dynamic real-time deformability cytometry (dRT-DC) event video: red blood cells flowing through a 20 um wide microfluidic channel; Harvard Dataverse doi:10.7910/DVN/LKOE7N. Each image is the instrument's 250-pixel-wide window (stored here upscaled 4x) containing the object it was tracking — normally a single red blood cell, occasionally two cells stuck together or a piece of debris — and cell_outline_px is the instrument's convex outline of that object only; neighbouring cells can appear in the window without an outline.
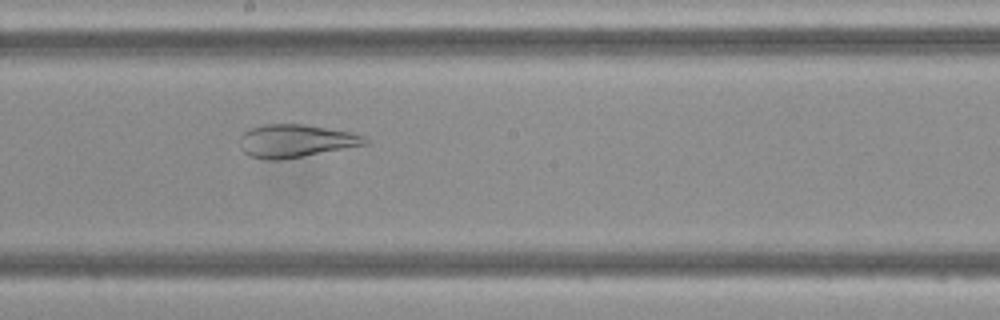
{"species": "Egyptian fruit bat (a non-hibernating species)", "species_latin": "Rousettus aegyptiacus", "temperature_condition": "cold", "stored_images_in_passage": 29, "camera_frame_rate_fps": 3000, "um_per_image_px": 0.085, "frame": {"image": 1, "passage_image": 13, "time_ms": 4.0, "image_size_px": [1000, 320], "cell_outline_px": [[372, 140], [368, 144], [280, 160], [264, 160], [248, 156], [240, 148], [240, 136], [248, 128], [260, 124], [304, 124], [348, 132], [364, 136]], "centroid_in_image_um": [25.08, 11.98], "position_along_channel_um": 223.1, "area_um2": 24.16}}